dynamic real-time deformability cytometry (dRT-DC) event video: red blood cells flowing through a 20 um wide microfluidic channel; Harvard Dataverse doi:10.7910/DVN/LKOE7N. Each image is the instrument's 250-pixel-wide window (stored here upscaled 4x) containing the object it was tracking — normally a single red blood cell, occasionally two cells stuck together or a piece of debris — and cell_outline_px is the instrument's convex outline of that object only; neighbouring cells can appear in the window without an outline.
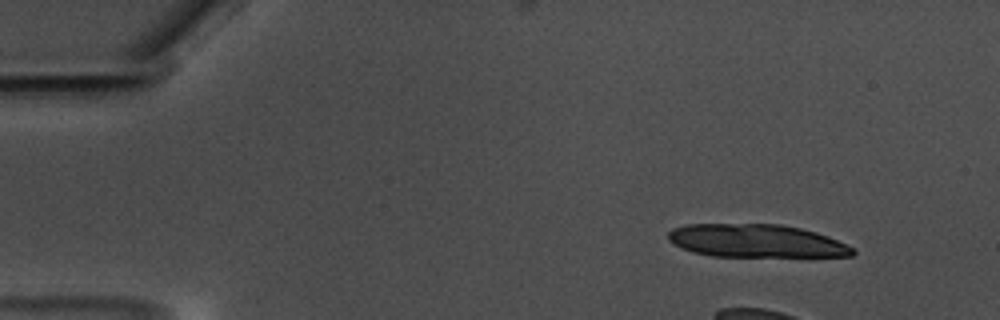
{"species": "common noctule bat (a hibernating species)", "species_latin": "Nyctalus noctula", "temperature_condition": "warm", "stored_images_in_passage": 19, "camera_frame_rate_fps": 3000, "um_per_image_px": 0.085, "animal": {"sex": "male", "body_mass_g": 17.5, "forearm_length_mm": 52.3}, "frame": {"image": 1, "passage_image": 6, "time_ms": 1.667, "image_size_px": [1000, 320], "cell_outline_px": [[856, 252], [852, 256], [712, 256], [692, 252], [668, 240], [668, 232], [672, 228], [688, 224], [780, 224], [800, 228], [816, 232], [828, 236], [852, 248]], "centroid_in_image_um": [64.25, 20.47], "position_along_channel_um": 20.8, "area_um2": 35.26}}